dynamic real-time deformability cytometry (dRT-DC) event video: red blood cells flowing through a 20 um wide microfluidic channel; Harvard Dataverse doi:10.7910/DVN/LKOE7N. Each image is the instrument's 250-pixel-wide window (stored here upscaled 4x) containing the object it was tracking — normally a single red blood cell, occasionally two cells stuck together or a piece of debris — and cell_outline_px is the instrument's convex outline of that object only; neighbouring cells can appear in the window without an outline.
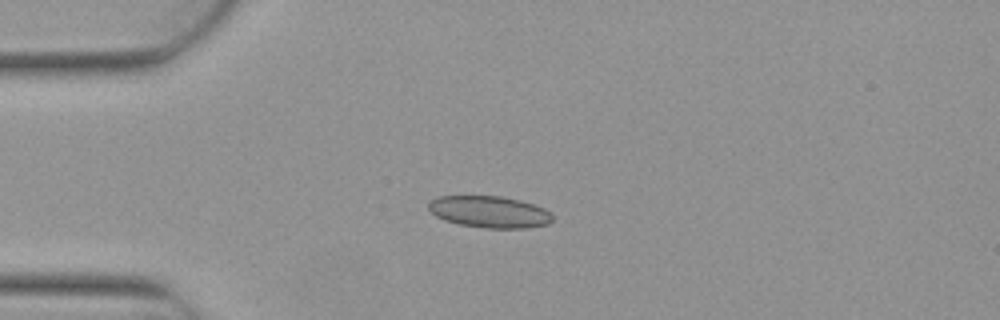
{"species": "Egyptian fruit bat (a non-hibernating species)", "species_latin": "Rousettus aegyptiacus", "temperature_condition": "warm", "stored_images_in_passage": 7, "camera_frame_rate_fps": 3000, "um_per_image_px": 0.085, "animal": {"sex": "female"}, "frame": {"image": 1, "passage_image": 2, "time_ms": 0.333, "image_size_px": [1000, 320], "cell_outline_px": [[552, 220], [548, 224], [528, 228], [488, 228], [460, 224], [444, 220], [436, 216], [428, 208], [428, 204], [432, 200], [440, 196], [500, 196], [520, 200], [544, 208], [552, 216]], "centroid_in_image_um": [41.61, 18.01], "position_along_channel_um": 43.4, "area_um2": 22.72}}
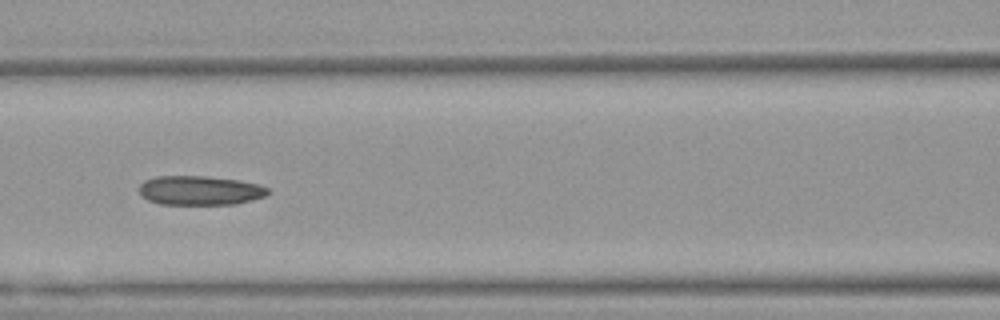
{"frame": {"image": 2, "passage_image": 5, "time_ms": 1.333, "image_size_px": [1000, 320], "cell_outline_px": [[272, 192], [268, 196], [236, 204], [160, 204], [148, 200], [140, 196], [140, 184], [144, 180], [156, 176], [208, 176], [236, 180], [260, 184], [268, 188]], "centroid_in_image_um": [17.02, 16.19], "position_along_channel_um": 149.6, "area_um2": 22.2}}
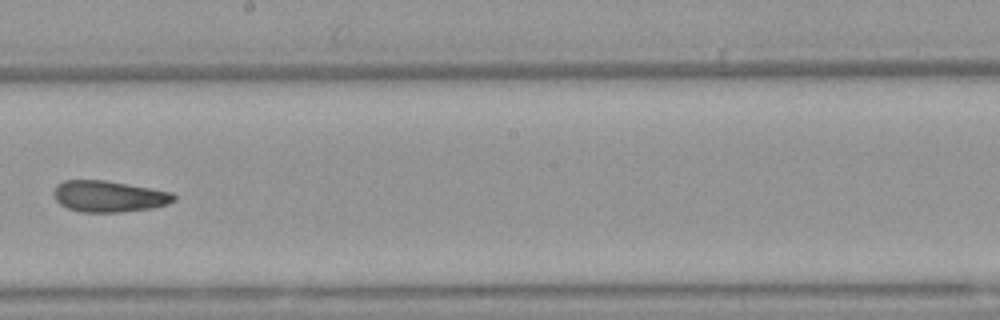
{"frame": {"image": 3, "passage_image": 7, "time_ms": 2.0, "image_size_px": [1000, 320], "cell_outline_px": [[176, 200], [168, 204], [156, 208], [120, 212], [80, 212], [68, 208], [60, 204], [56, 200], [52, 192], [56, 184], [64, 180], [104, 180], [172, 192], [176, 196]], "centroid_in_image_um": [9.25, 16.69], "position_along_channel_um": 238.9, "area_um2": 22.08}}